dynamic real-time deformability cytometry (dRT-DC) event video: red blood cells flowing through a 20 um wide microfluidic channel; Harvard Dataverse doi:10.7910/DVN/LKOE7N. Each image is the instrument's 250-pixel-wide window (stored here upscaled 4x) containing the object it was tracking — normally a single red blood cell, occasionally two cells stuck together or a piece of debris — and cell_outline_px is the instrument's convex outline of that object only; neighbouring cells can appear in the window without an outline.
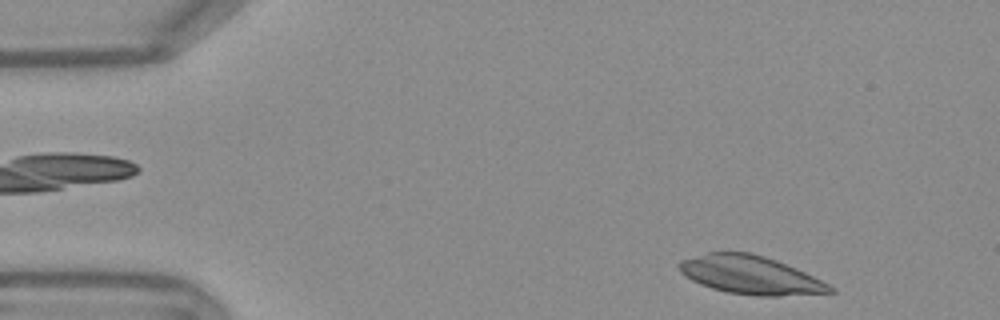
{"species": "Egyptian fruit bat (a non-hibernating species)", "species_latin": "Rousettus aegyptiacus", "temperature_condition": "warm", "stored_images_in_passage": 49, "camera_frame_rate_fps": 3000, "um_per_image_px": 0.085, "frame": {"image": 1, "passage_image": 2, "time_ms": 0.333, "image_size_px": [1000, 320], "cell_outline_px": [[836, 292], [780, 296], [756, 296], [728, 292], [712, 288], [700, 284], [692, 280], [680, 272], [676, 264], [680, 260], [708, 252], [752, 252], [776, 260], [796, 268], [836, 288]], "centroid_in_image_um": [63.77, 23.37], "position_along_channel_um": 21.2, "area_um2": 33.7}}
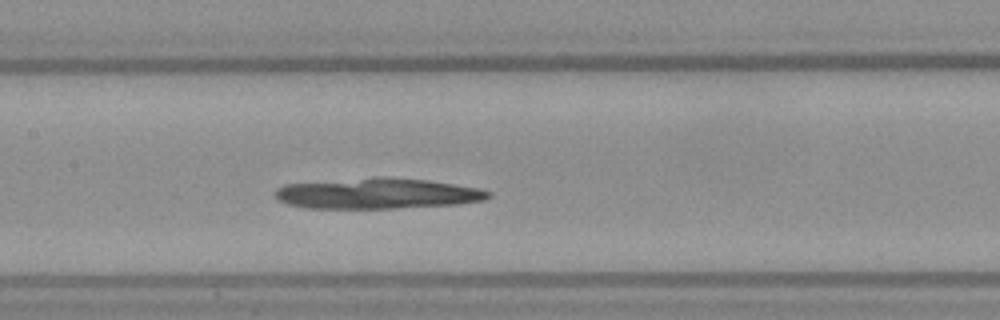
{"frame": {"image": 2, "passage_image": 21, "time_ms": 6.667, "image_size_px": [1000, 320], "cell_outline_px": [[492, 196], [484, 200], [456, 204], [396, 208], [308, 208], [288, 204], [276, 200], [272, 192], [276, 188], [284, 184], [376, 176], [384, 176], [428, 180], [480, 188], [492, 192]], "centroid_in_image_um": [32.04, 16.43], "position_along_channel_um": 175.4, "area_um2": 38.55}}
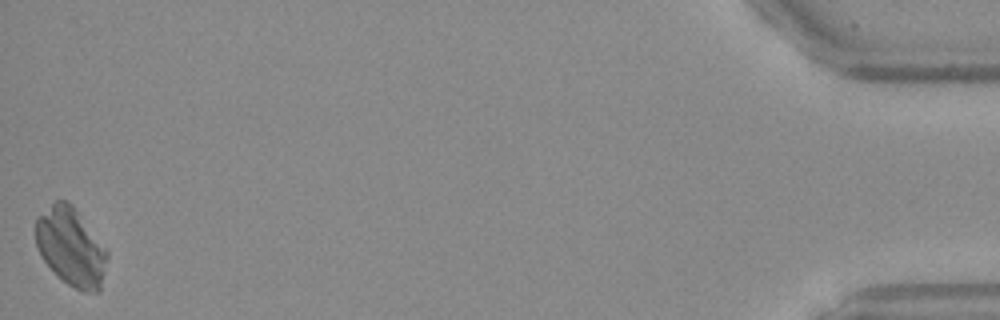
{"frame": {"image": 3, "passage_image": 49, "time_ms": 16.0, "image_size_px": [1000, 320], "cell_outline_px": [[108, 256], [100, 292], [84, 292], [68, 284], [40, 256], [36, 244], [36, 216], [56, 200], [68, 200], [72, 204], [108, 252]], "centroid_in_image_um": [6.03, 20.97], "position_along_channel_um": 429.2, "area_um2": 32.19}}